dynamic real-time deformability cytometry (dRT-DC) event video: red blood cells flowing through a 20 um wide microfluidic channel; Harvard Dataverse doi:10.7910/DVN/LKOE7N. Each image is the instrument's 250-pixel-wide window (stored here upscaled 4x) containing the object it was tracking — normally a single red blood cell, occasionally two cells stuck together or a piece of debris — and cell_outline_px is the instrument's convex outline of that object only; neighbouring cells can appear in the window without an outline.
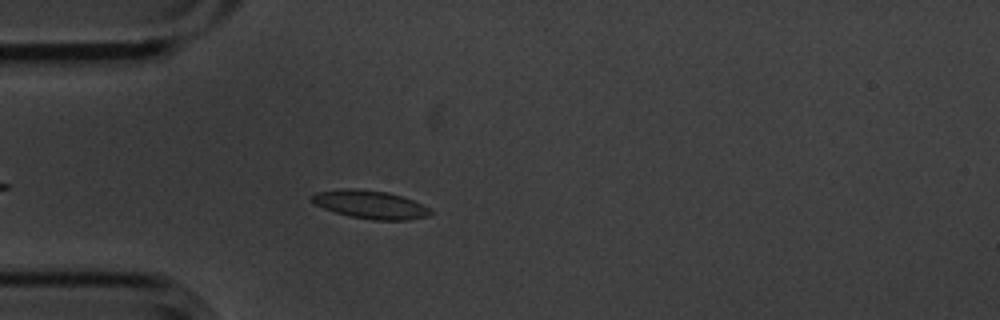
{"species": "common noctule bat (a hibernating species)", "species_latin": "Nyctalus noctula", "temperature_condition": "cold", "stored_images_in_passage": 5, "camera_frame_rate_fps": 3000, "um_per_image_px": 0.085, "animal": {"sex": "male", "body_mass_g": 20.1, "forearm_length_mm": 53.5}, "frame": {"image": 1, "passage_image": 5, "time_ms": 1.333, "image_size_px": [1000, 320], "cell_outline_px": [[432, 212], [428, 216], [408, 220], [372, 220], [348, 216], [324, 208], [316, 204], [312, 200], [312, 196], [316, 192], [348, 188], [352, 188], [388, 192], [412, 200], [428, 208]], "centroid_in_image_um": [31.47, 17.39], "position_along_channel_um": 53.5, "area_um2": 19.19}}